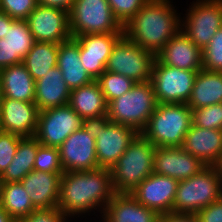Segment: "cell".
<instances>
[{
	"label": "cell",
	"instance_id": "obj_1",
	"mask_svg": "<svg viewBox=\"0 0 222 222\" xmlns=\"http://www.w3.org/2000/svg\"><path fill=\"white\" fill-rule=\"evenodd\" d=\"M114 195L110 169L99 167L88 171L64 172L57 207L67 218L79 217L99 207L102 215Z\"/></svg>",
	"mask_w": 222,
	"mask_h": 222
},
{
	"label": "cell",
	"instance_id": "obj_2",
	"mask_svg": "<svg viewBox=\"0 0 222 222\" xmlns=\"http://www.w3.org/2000/svg\"><path fill=\"white\" fill-rule=\"evenodd\" d=\"M170 0H149L124 26L134 44L157 55L180 30L181 20Z\"/></svg>",
	"mask_w": 222,
	"mask_h": 222
},
{
	"label": "cell",
	"instance_id": "obj_3",
	"mask_svg": "<svg viewBox=\"0 0 222 222\" xmlns=\"http://www.w3.org/2000/svg\"><path fill=\"white\" fill-rule=\"evenodd\" d=\"M191 125L187 104L158 103L141 134L155 147H181Z\"/></svg>",
	"mask_w": 222,
	"mask_h": 222
},
{
	"label": "cell",
	"instance_id": "obj_4",
	"mask_svg": "<svg viewBox=\"0 0 222 222\" xmlns=\"http://www.w3.org/2000/svg\"><path fill=\"white\" fill-rule=\"evenodd\" d=\"M155 145L139 133L110 169L115 193H131L153 170Z\"/></svg>",
	"mask_w": 222,
	"mask_h": 222
},
{
	"label": "cell",
	"instance_id": "obj_5",
	"mask_svg": "<svg viewBox=\"0 0 222 222\" xmlns=\"http://www.w3.org/2000/svg\"><path fill=\"white\" fill-rule=\"evenodd\" d=\"M157 104L150 80L136 82L130 91L108 103L106 119L141 133Z\"/></svg>",
	"mask_w": 222,
	"mask_h": 222
},
{
	"label": "cell",
	"instance_id": "obj_6",
	"mask_svg": "<svg viewBox=\"0 0 222 222\" xmlns=\"http://www.w3.org/2000/svg\"><path fill=\"white\" fill-rule=\"evenodd\" d=\"M221 198L222 179L214 166H205L191 178L179 181L172 212L196 214Z\"/></svg>",
	"mask_w": 222,
	"mask_h": 222
},
{
	"label": "cell",
	"instance_id": "obj_7",
	"mask_svg": "<svg viewBox=\"0 0 222 222\" xmlns=\"http://www.w3.org/2000/svg\"><path fill=\"white\" fill-rule=\"evenodd\" d=\"M72 38L84 34L124 33L107 0H75L69 12Z\"/></svg>",
	"mask_w": 222,
	"mask_h": 222
},
{
	"label": "cell",
	"instance_id": "obj_8",
	"mask_svg": "<svg viewBox=\"0 0 222 222\" xmlns=\"http://www.w3.org/2000/svg\"><path fill=\"white\" fill-rule=\"evenodd\" d=\"M155 59L154 53L123 35L114 45L105 70L122 74L135 82H146L151 79Z\"/></svg>",
	"mask_w": 222,
	"mask_h": 222
},
{
	"label": "cell",
	"instance_id": "obj_9",
	"mask_svg": "<svg viewBox=\"0 0 222 222\" xmlns=\"http://www.w3.org/2000/svg\"><path fill=\"white\" fill-rule=\"evenodd\" d=\"M94 132L98 166L111 169L139 134L131 127L107 119L88 123Z\"/></svg>",
	"mask_w": 222,
	"mask_h": 222
},
{
	"label": "cell",
	"instance_id": "obj_10",
	"mask_svg": "<svg viewBox=\"0 0 222 222\" xmlns=\"http://www.w3.org/2000/svg\"><path fill=\"white\" fill-rule=\"evenodd\" d=\"M198 71L170 67L155 59L150 82L157 103L187 104Z\"/></svg>",
	"mask_w": 222,
	"mask_h": 222
},
{
	"label": "cell",
	"instance_id": "obj_11",
	"mask_svg": "<svg viewBox=\"0 0 222 222\" xmlns=\"http://www.w3.org/2000/svg\"><path fill=\"white\" fill-rule=\"evenodd\" d=\"M190 7L180 28L202 50L222 27V0H197Z\"/></svg>",
	"mask_w": 222,
	"mask_h": 222
},
{
	"label": "cell",
	"instance_id": "obj_12",
	"mask_svg": "<svg viewBox=\"0 0 222 222\" xmlns=\"http://www.w3.org/2000/svg\"><path fill=\"white\" fill-rule=\"evenodd\" d=\"M86 122L68 104L38 112L35 137L44 146L60 147L66 138Z\"/></svg>",
	"mask_w": 222,
	"mask_h": 222
},
{
	"label": "cell",
	"instance_id": "obj_13",
	"mask_svg": "<svg viewBox=\"0 0 222 222\" xmlns=\"http://www.w3.org/2000/svg\"><path fill=\"white\" fill-rule=\"evenodd\" d=\"M64 172L88 171L99 168L96 141L92 127L85 123L70 134L59 147Z\"/></svg>",
	"mask_w": 222,
	"mask_h": 222
},
{
	"label": "cell",
	"instance_id": "obj_14",
	"mask_svg": "<svg viewBox=\"0 0 222 222\" xmlns=\"http://www.w3.org/2000/svg\"><path fill=\"white\" fill-rule=\"evenodd\" d=\"M26 21L34 41L60 44L72 38L65 10L37 4Z\"/></svg>",
	"mask_w": 222,
	"mask_h": 222
},
{
	"label": "cell",
	"instance_id": "obj_15",
	"mask_svg": "<svg viewBox=\"0 0 222 222\" xmlns=\"http://www.w3.org/2000/svg\"><path fill=\"white\" fill-rule=\"evenodd\" d=\"M124 33L84 34L73 37L79 44L81 65L96 80L104 71L116 42Z\"/></svg>",
	"mask_w": 222,
	"mask_h": 222
},
{
	"label": "cell",
	"instance_id": "obj_16",
	"mask_svg": "<svg viewBox=\"0 0 222 222\" xmlns=\"http://www.w3.org/2000/svg\"><path fill=\"white\" fill-rule=\"evenodd\" d=\"M179 181L152 173L130 194L142 205L158 214L172 212Z\"/></svg>",
	"mask_w": 222,
	"mask_h": 222
},
{
	"label": "cell",
	"instance_id": "obj_17",
	"mask_svg": "<svg viewBox=\"0 0 222 222\" xmlns=\"http://www.w3.org/2000/svg\"><path fill=\"white\" fill-rule=\"evenodd\" d=\"M205 165L182 147H156L153 157L155 174L181 181L191 178Z\"/></svg>",
	"mask_w": 222,
	"mask_h": 222
},
{
	"label": "cell",
	"instance_id": "obj_18",
	"mask_svg": "<svg viewBox=\"0 0 222 222\" xmlns=\"http://www.w3.org/2000/svg\"><path fill=\"white\" fill-rule=\"evenodd\" d=\"M38 112L34 102L3 97L0 106V131L20 137L35 136Z\"/></svg>",
	"mask_w": 222,
	"mask_h": 222
},
{
	"label": "cell",
	"instance_id": "obj_19",
	"mask_svg": "<svg viewBox=\"0 0 222 222\" xmlns=\"http://www.w3.org/2000/svg\"><path fill=\"white\" fill-rule=\"evenodd\" d=\"M156 59L161 64L183 70L203 69L202 50L181 28L156 55Z\"/></svg>",
	"mask_w": 222,
	"mask_h": 222
},
{
	"label": "cell",
	"instance_id": "obj_20",
	"mask_svg": "<svg viewBox=\"0 0 222 222\" xmlns=\"http://www.w3.org/2000/svg\"><path fill=\"white\" fill-rule=\"evenodd\" d=\"M62 174L34 170L20 181L36 209H49L58 206Z\"/></svg>",
	"mask_w": 222,
	"mask_h": 222
},
{
	"label": "cell",
	"instance_id": "obj_21",
	"mask_svg": "<svg viewBox=\"0 0 222 222\" xmlns=\"http://www.w3.org/2000/svg\"><path fill=\"white\" fill-rule=\"evenodd\" d=\"M205 166H213L222 153V130L191 125L181 146Z\"/></svg>",
	"mask_w": 222,
	"mask_h": 222
},
{
	"label": "cell",
	"instance_id": "obj_22",
	"mask_svg": "<svg viewBox=\"0 0 222 222\" xmlns=\"http://www.w3.org/2000/svg\"><path fill=\"white\" fill-rule=\"evenodd\" d=\"M68 105L86 123L104 120L107 117L108 103L96 80L71 90Z\"/></svg>",
	"mask_w": 222,
	"mask_h": 222
},
{
	"label": "cell",
	"instance_id": "obj_23",
	"mask_svg": "<svg viewBox=\"0 0 222 222\" xmlns=\"http://www.w3.org/2000/svg\"><path fill=\"white\" fill-rule=\"evenodd\" d=\"M158 216L130 193H115L101 217L104 222H156Z\"/></svg>",
	"mask_w": 222,
	"mask_h": 222
},
{
	"label": "cell",
	"instance_id": "obj_24",
	"mask_svg": "<svg viewBox=\"0 0 222 222\" xmlns=\"http://www.w3.org/2000/svg\"><path fill=\"white\" fill-rule=\"evenodd\" d=\"M71 90L56 66L35 81V101L38 111L67 105Z\"/></svg>",
	"mask_w": 222,
	"mask_h": 222
},
{
	"label": "cell",
	"instance_id": "obj_25",
	"mask_svg": "<svg viewBox=\"0 0 222 222\" xmlns=\"http://www.w3.org/2000/svg\"><path fill=\"white\" fill-rule=\"evenodd\" d=\"M81 64L79 44L74 38L59 44L57 67L70 90L94 81Z\"/></svg>",
	"mask_w": 222,
	"mask_h": 222
},
{
	"label": "cell",
	"instance_id": "obj_26",
	"mask_svg": "<svg viewBox=\"0 0 222 222\" xmlns=\"http://www.w3.org/2000/svg\"><path fill=\"white\" fill-rule=\"evenodd\" d=\"M0 80L3 97L35 101V80L22 62L0 69Z\"/></svg>",
	"mask_w": 222,
	"mask_h": 222
},
{
	"label": "cell",
	"instance_id": "obj_27",
	"mask_svg": "<svg viewBox=\"0 0 222 222\" xmlns=\"http://www.w3.org/2000/svg\"><path fill=\"white\" fill-rule=\"evenodd\" d=\"M222 103V72H197L187 105L193 110Z\"/></svg>",
	"mask_w": 222,
	"mask_h": 222
},
{
	"label": "cell",
	"instance_id": "obj_28",
	"mask_svg": "<svg viewBox=\"0 0 222 222\" xmlns=\"http://www.w3.org/2000/svg\"><path fill=\"white\" fill-rule=\"evenodd\" d=\"M40 143L35 136L22 137L12 162L1 175L4 183L20 182L28 173L34 171V162Z\"/></svg>",
	"mask_w": 222,
	"mask_h": 222
},
{
	"label": "cell",
	"instance_id": "obj_29",
	"mask_svg": "<svg viewBox=\"0 0 222 222\" xmlns=\"http://www.w3.org/2000/svg\"><path fill=\"white\" fill-rule=\"evenodd\" d=\"M59 44L35 41L22 63L36 81L57 66Z\"/></svg>",
	"mask_w": 222,
	"mask_h": 222
},
{
	"label": "cell",
	"instance_id": "obj_30",
	"mask_svg": "<svg viewBox=\"0 0 222 222\" xmlns=\"http://www.w3.org/2000/svg\"><path fill=\"white\" fill-rule=\"evenodd\" d=\"M0 205L15 222L36 210L21 182L3 184Z\"/></svg>",
	"mask_w": 222,
	"mask_h": 222
},
{
	"label": "cell",
	"instance_id": "obj_31",
	"mask_svg": "<svg viewBox=\"0 0 222 222\" xmlns=\"http://www.w3.org/2000/svg\"><path fill=\"white\" fill-rule=\"evenodd\" d=\"M4 39L11 48V57H20L22 60L35 42L27 21L16 19L9 26Z\"/></svg>",
	"mask_w": 222,
	"mask_h": 222
},
{
	"label": "cell",
	"instance_id": "obj_32",
	"mask_svg": "<svg viewBox=\"0 0 222 222\" xmlns=\"http://www.w3.org/2000/svg\"><path fill=\"white\" fill-rule=\"evenodd\" d=\"M96 81L99 83L107 103L130 91L136 83L131 78L125 77L122 74L106 70L96 79Z\"/></svg>",
	"mask_w": 222,
	"mask_h": 222
},
{
	"label": "cell",
	"instance_id": "obj_33",
	"mask_svg": "<svg viewBox=\"0 0 222 222\" xmlns=\"http://www.w3.org/2000/svg\"><path fill=\"white\" fill-rule=\"evenodd\" d=\"M192 124L204 129L222 130V103L193 109Z\"/></svg>",
	"mask_w": 222,
	"mask_h": 222
},
{
	"label": "cell",
	"instance_id": "obj_34",
	"mask_svg": "<svg viewBox=\"0 0 222 222\" xmlns=\"http://www.w3.org/2000/svg\"><path fill=\"white\" fill-rule=\"evenodd\" d=\"M34 170L47 173H64L58 147L39 145L34 162Z\"/></svg>",
	"mask_w": 222,
	"mask_h": 222
},
{
	"label": "cell",
	"instance_id": "obj_35",
	"mask_svg": "<svg viewBox=\"0 0 222 222\" xmlns=\"http://www.w3.org/2000/svg\"><path fill=\"white\" fill-rule=\"evenodd\" d=\"M203 69L222 72V27L211 38L209 44L202 49Z\"/></svg>",
	"mask_w": 222,
	"mask_h": 222
},
{
	"label": "cell",
	"instance_id": "obj_36",
	"mask_svg": "<svg viewBox=\"0 0 222 222\" xmlns=\"http://www.w3.org/2000/svg\"><path fill=\"white\" fill-rule=\"evenodd\" d=\"M114 17L124 26L149 0H107Z\"/></svg>",
	"mask_w": 222,
	"mask_h": 222
},
{
	"label": "cell",
	"instance_id": "obj_37",
	"mask_svg": "<svg viewBox=\"0 0 222 222\" xmlns=\"http://www.w3.org/2000/svg\"><path fill=\"white\" fill-rule=\"evenodd\" d=\"M21 138L18 135L0 131V175L12 162Z\"/></svg>",
	"mask_w": 222,
	"mask_h": 222
},
{
	"label": "cell",
	"instance_id": "obj_38",
	"mask_svg": "<svg viewBox=\"0 0 222 222\" xmlns=\"http://www.w3.org/2000/svg\"><path fill=\"white\" fill-rule=\"evenodd\" d=\"M36 6L37 0H0V10L16 20H26Z\"/></svg>",
	"mask_w": 222,
	"mask_h": 222
},
{
	"label": "cell",
	"instance_id": "obj_39",
	"mask_svg": "<svg viewBox=\"0 0 222 222\" xmlns=\"http://www.w3.org/2000/svg\"><path fill=\"white\" fill-rule=\"evenodd\" d=\"M67 217L58 208L36 209L29 216L19 219L17 222H68Z\"/></svg>",
	"mask_w": 222,
	"mask_h": 222
},
{
	"label": "cell",
	"instance_id": "obj_40",
	"mask_svg": "<svg viewBox=\"0 0 222 222\" xmlns=\"http://www.w3.org/2000/svg\"><path fill=\"white\" fill-rule=\"evenodd\" d=\"M200 222H222V198L196 213Z\"/></svg>",
	"mask_w": 222,
	"mask_h": 222
},
{
	"label": "cell",
	"instance_id": "obj_41",
	"mask_svg": "<svg viewBox=\"0 0 222 222\" xmlns=\"http://www.w3.org/2000/svg\"><path fill=\"white\" fill-rule=\"evenodd\" d=\"M156 222H200L197 214L168 212L159 214Z\"/></svg>",
	"mask_w": 222,
	"mask_h": 222
},
{
	"label": "cell",
	"instance_id": "obj_42",
	"mask_svg": "<svg viewBox=\"0 0 222 222\" xmlns=\"http://www.w3.org/2000/svg\"><path fill=\"white\" fill-rule=\"evenodd\" d=\"M20 57H11V48L6 39H0V69L21 63Z\"/></svg>",
	"mask_w": 222,
	"mask_h": 222
},
{
	"label": "cell",
	"instance_id": "obj_43",
	"mask_svg": "<svg viewBox=\"0 0 222 222\" xmlns=\"http://www.w3.org/2000/svg\"><path fill=\"white\" fill-rule=\"evenodd\" d=\"M75 0H37V4L46 7H54L70 12Z\"/></svg>",
	"mask_w": 222,
	"mask_h": 222
},
{
	"label": "cell",
	"instance_id": "obj_44",
	"mask_svg": "<svg viewBox=\"0 0 222 222\" xmlns=\"http://www.w3.org/2000/svg\"><path fill=\"white\" fill-rule=\"evenodd\" d=\"M14 20L15 19H12L9 15L0 10V39H3L5 37L9 26Z\"/></svg>",
	"mask_w": 222,
	"mask_h": 222
},
{
	"label": "cell",
	"instance_id": "obj_45",
	"mask_svg": "<svg viewBox=\"0 0 222 222\" xmlns=\"http://www.w3.org/2000/svg\"><path fill=\"white\" fill-rule=\"evenodd\" d=\"M0 222H15V220L0 205Z\"/></svg>",
	"mask_w": 222,
	"mask_h": 222
},
{
	"label": "cell",
	"instance_id": "obj_46",
	"mask_svg": "<svg viewBox=\"0 0 222 222\" xmlns=\"http://www.w3.org/2000/svg\"><path fill=\"white\" fill-rule=\"evenodd\" d=\"M213 166L215 167L216 172L220 175L222 179V153L219 156L217 162Z\"/></svg>",
	"mask_w": 222,
	"mask_h": 222
},
{
	"label": "cell",
	"instance_id": "obj_47",
	"mask_svg": "<svg viewBox=\"0 0 222 222\" xmlns=\"http://www.w3.org/2000/svg\"><path fill=\"white\" fill-rule=\"evenodd\" d=\"M3 184H4V181L0 175V198H1L2 190H3Z\"/></svg>",
	"mask_w": 222,
	"mask_h": 222
},
{
	"label": "cell",
	"instance_id": "obj_48",
	"mask_svg": "<svg viewBox=\"0 0 222 222\" xmlns=\"http://www.w3.org/2000/svg\"><path fill=\"white\" fill-rule=\"evenodd\" d=\"M3 100V91H2V86H1V80H0V106Z\"/></svg>",
	"mask_w": 222,
	"mask_h": 222
}]
</instances>
